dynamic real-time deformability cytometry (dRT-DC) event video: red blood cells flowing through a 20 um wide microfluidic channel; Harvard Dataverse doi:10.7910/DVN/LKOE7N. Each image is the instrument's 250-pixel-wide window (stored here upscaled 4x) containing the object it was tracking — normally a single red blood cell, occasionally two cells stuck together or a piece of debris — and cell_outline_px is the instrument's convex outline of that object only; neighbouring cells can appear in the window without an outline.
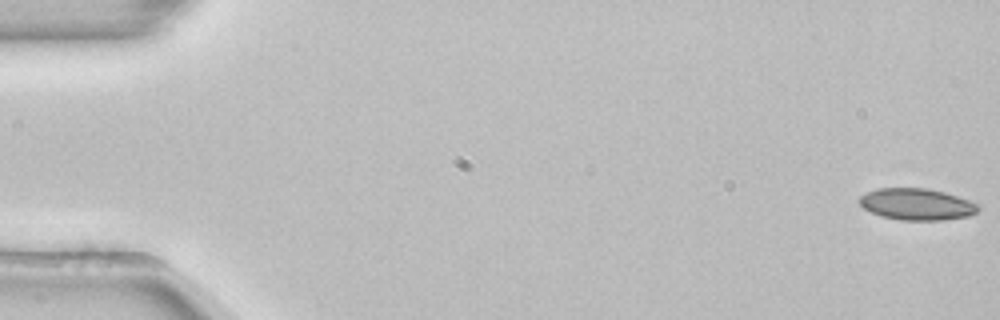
{"species": "common noctule bat (a hibernating species)", "species_latin": "Nyctalus noctula", "temperature_condition": "room temperature", "stored_images_in_passage": 53, "camera_frame_rate_fps": 3000, "um_per_image_px": 0.085, "animal": {"sex": "female", "body_mass_g": 22.7, "forearm_length_mm": 54.2}, "frame": {"image": 1, "passage_image": 1, "time_ms": 0.0, "image_size_px": [1000, 320], "cell_outline_px": [[980, 208], [976, 212], [968, 216], [944, 220], [900, 220], [880, 216], [864, 208], [860, 204], [860, 196], [876, 188], [924, 188], [944, 192], [980, 204]], "centroid_in_image_um": [77.93, 17.36], "position_along_channel_um": 7.1, "area_um2": 21.79}}
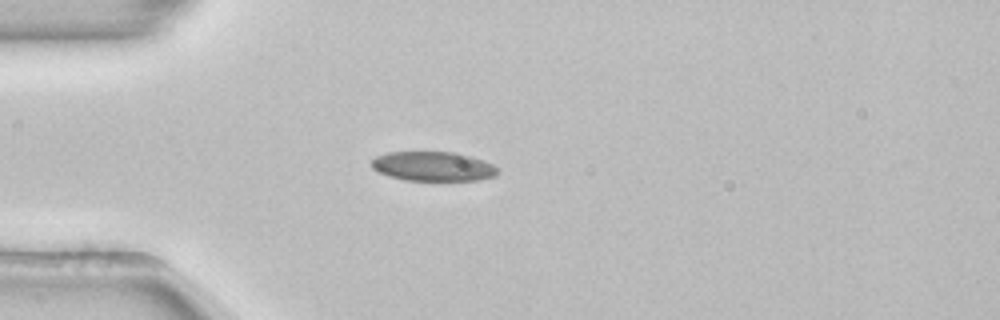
{"frame": {"image": 2, "passage_image": 15, "time_ms": 4.667, "image_size_px": [1000, 320], "cell_outline_px": [[496, 176], [480, 180], [404, 180], [388, 176], [372, 168], [372, 160], [376, 156], [388, 152], [456, 152], [484, 160], [492, 164], [496, 168]], "centroid_in_image_um": [36.81, 14.14], "position_along_channel_um": 48.2, "area_um2": 21.56}}
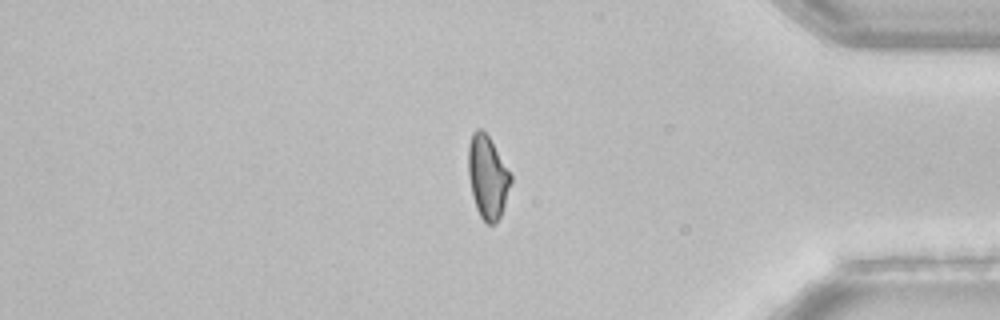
{"frame": {"image": 3, "passage_image": 45, "time_ms": 14.667, "image_size_px": [1000, 320], "cell_outline_px": [[512, 180], [500, 216], [496, 224], [488, 224], [480, 216], [476, 208], [472, 196], [468, 176], [468, 144], [472, 132], [476, 128], [480, 128], [488, 136], [512, 176]], "centroid_in_image_um": [41.42, 15.04], "position_along_channel_um": 393.8, "area_um2": 20.4}, "authors_computed_cell_mechanics": {"area_um2": 21.6172, "velocity_mm_per_s": 3.8855, "shape_relaxation_time_tau1_ms": null, "shape_relaxation_time_tau2_ms": 3.7782, "deformation_change_tau1": null, "deformation_change_tau2": 0.0832}}